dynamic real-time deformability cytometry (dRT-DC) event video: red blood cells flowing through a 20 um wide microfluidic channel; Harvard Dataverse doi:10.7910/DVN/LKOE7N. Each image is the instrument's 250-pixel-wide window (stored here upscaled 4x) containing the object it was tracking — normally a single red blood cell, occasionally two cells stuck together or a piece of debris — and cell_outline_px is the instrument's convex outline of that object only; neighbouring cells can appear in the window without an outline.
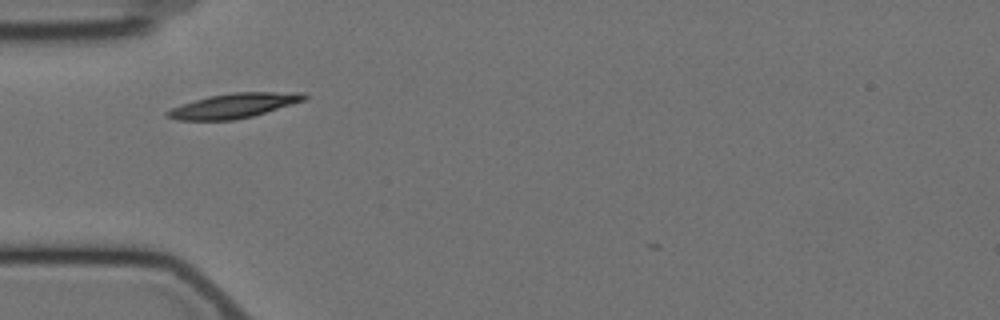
{"species": "Egyptian fruit bat (a non-hibernating species)", "species_latin": "Rousettus aegyptiacus", "temperature_condition": "cold", "stored_images_in_passage": 35, "camera_frame_rate_fps": 3000, "um_per_image_px": 0.085, "animal": {"sex": "female"}, "frame": {"image": 1, "passage_image": 1, "time_ms": 0.0, "image_size_px": [1000, 320], "cell_outline_px": [[308, 96], [304, 100], [292, 104], [252, 116], [236, 120], [176, 120], [168, 116], [164, 112], [180, 104], [208, 96], [232, 92], [304, 92]], "centroid_in_image_um": [19.86, 8.97], "position_along_channel_um": 65.1, "area_um2": 19.65}}
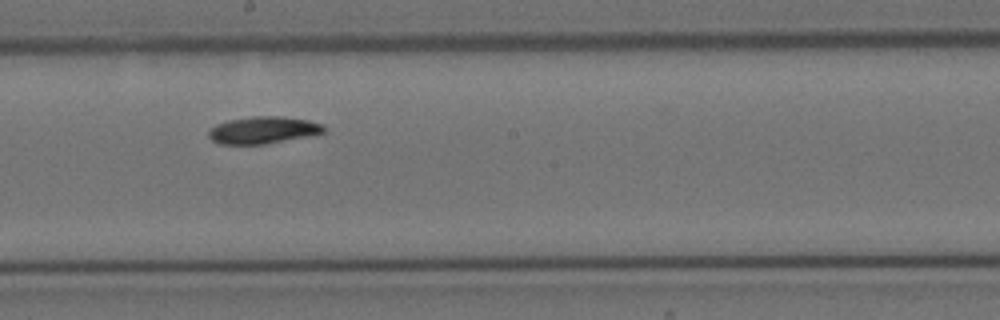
{"frame": {"image": 2, "passage_image": 15, "time_ms": 4.667, "image_size_px": [1000, 320], "cell_outline_px": [[324, 132], [312, 136], [264, 144], [220, 144], [212, 140], [208, 136], [208, 128], [216, 124], [228, 120], [252, 116], [276, 116], [308, 120], [324, 124]], "centroid_in_image_um": [22.35, 11.06], "position_along_channel_um": 225.9, "area_um2": 18.32}}
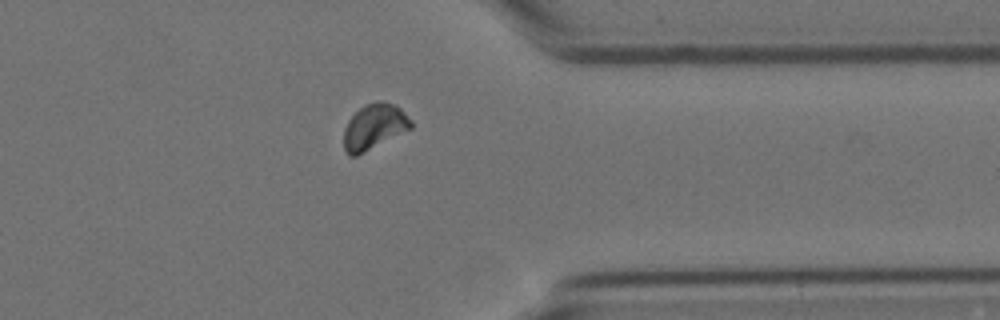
{"frame": {"image": 3, "passage_image": 29, "time_ms": 9.333, "image_size_px": [1000, 320], "cell_outline_px": [[412, 128], [356, 156], [348, 156], [344, 148], [344, 128], [348, 120], [364, 104], [376, 100], [380, 100], [396, 104], [412, 120]], "centroid_in_image_um": [31.81, 10.75], "position_along_channel_um": 379.6, "area_um2": 17.86}, "authors_computed_cell_mechanics": {"area_um2": 17.8602, "velocity_mm_per_s": 3.4574, "shape_relaxation_time_tau1_ms": 5.8507, "shape_relaxation_time_tau2_ms": null, "deformation_change_tau1": 0.1346, "deformation_change_tau2": null}}